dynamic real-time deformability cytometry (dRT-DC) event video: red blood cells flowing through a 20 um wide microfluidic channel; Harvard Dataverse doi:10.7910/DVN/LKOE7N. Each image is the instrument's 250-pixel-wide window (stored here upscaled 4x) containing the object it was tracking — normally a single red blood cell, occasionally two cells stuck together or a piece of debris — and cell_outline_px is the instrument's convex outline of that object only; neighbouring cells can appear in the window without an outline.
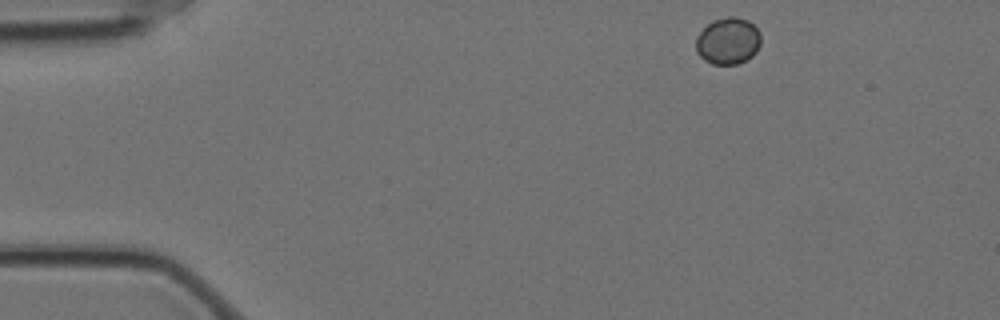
{"species": "Egyptian fruit bat (a non-hibernating species)", "species_latin": "Rousettus aegyptiacus", "temperature_condition": "cold", "stored_images_in_passage": 4, "camera_frame_rate_fps": 3000, "um_per_image_px": 0.085, "animal": {"sex": "female"}, "frame": {"image": 1, "passage_image": 1, "time_ms": 0.0, "image_size_px": [1000, 320], "cell_outline_px": [[760, 44], [756, 52], [752, 56], [736, 64], [712, 64], [704, 60], [696, 52], [696, 36], [712, 20], [728, 16], [736, 16], [748, 20], [760, 32]], "centroid_in_image_um": [61.87, 3.47], "position_along_channel_um": 23.1, "area_um2": 17.74}}
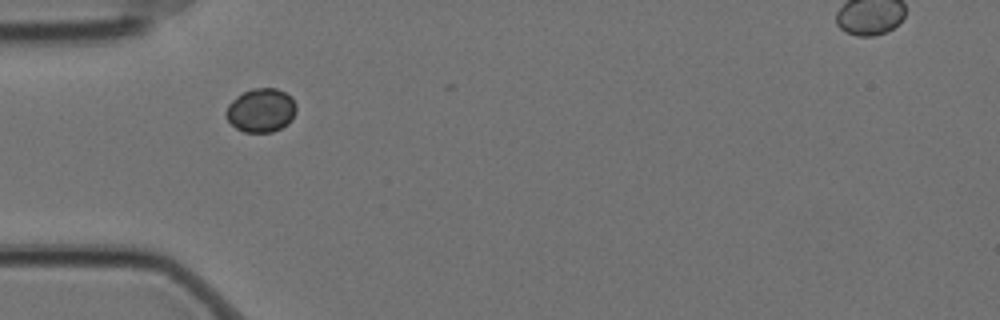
{"frame": {"image": 2, "passage_image": 4, "time_ms": 1.0, "image_size_px": [1000, 320], "cell_outline_px": [[296, 112], [292, 120], [288, 124], [272, 132], [244, 132], [236, 128], [228, 120], [224, 112], [228, 104], [236, 96], [252, 88], [276, 88], [284, 92], [296, 104]], "centroid_in_image_um": [22.17, 9.38], "position_along_channel_um": 62.8, "area_um2": 17.92}}